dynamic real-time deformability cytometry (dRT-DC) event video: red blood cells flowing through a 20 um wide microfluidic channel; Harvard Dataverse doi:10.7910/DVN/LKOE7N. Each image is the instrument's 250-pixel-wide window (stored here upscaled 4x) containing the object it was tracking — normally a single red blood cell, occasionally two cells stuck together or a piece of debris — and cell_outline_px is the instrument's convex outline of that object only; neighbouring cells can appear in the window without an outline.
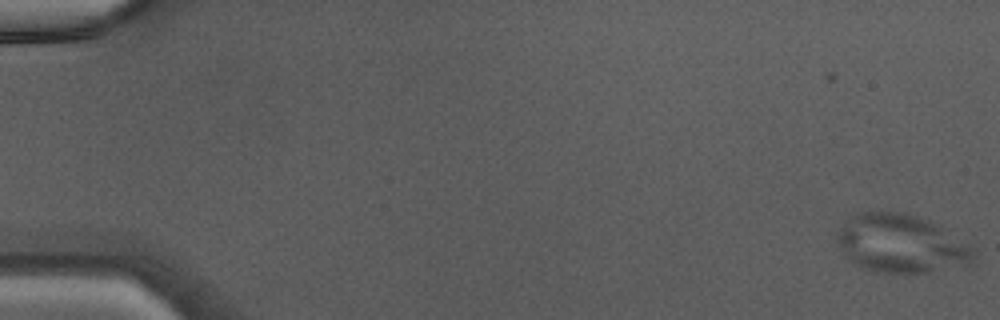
{"species": "Egyptian fruit bat (a non-hibernating species)", "species_latin": "Rousettus aegyptiacus", "temperature_condition": "warm", "stored_images_in_passage": 26, "camera_frame_rate_fps": 3000, "um_per_image_px": 0.085, "animal": {"sex": "male"}, "frame": {"image": 1, "passage_image": 1, "time_ms": 0.0, "image_size_px": [1000, 320], "cell_outline_px": [[976, 260], [972, 264], [924, 272], [876, 272], [856, 264], [848, 260], [836, 240], [836, 232], [852, 216], [860, 212], [904, 212], [940, 224], [972, 248], [976, 252]], "centroid_in_image_um": [76.61, 20.7], "position_along_channel_um": 8.4, "area_um2": 46.24}}